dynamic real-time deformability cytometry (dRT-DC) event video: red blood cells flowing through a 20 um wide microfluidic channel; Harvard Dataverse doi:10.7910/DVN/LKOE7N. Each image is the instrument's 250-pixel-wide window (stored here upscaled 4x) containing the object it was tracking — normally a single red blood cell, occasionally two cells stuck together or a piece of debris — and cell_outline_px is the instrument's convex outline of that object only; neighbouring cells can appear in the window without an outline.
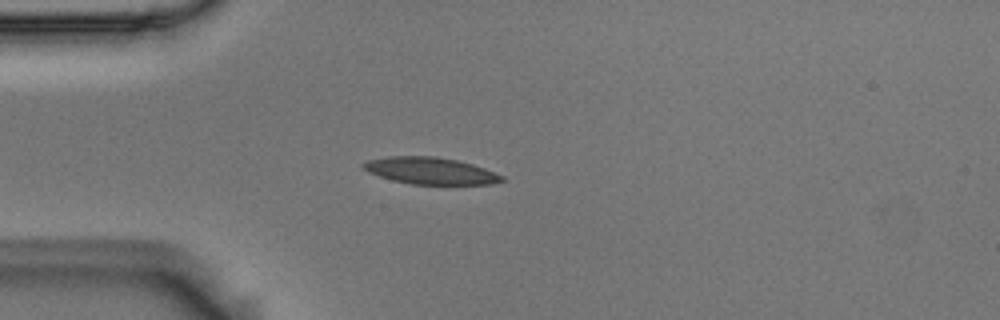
{"species": "Egyptian fruit bat (a non-hibernating species)", "species_latin": "Rousettus aegyptiacus", "temperature_condition": "room temperature", "stored_images_in_passage": 42, "camera_frame_rate_fps": 3000, "um_per_image_px": 0.085, "animal": {"sex": "male"}, "frame": {"image": 1, "passage_image": 1, "time_ms": 0.0, "image_size_px": [1000, 320], "cell_outline_px": [[504, 180], [492, 184], [412, 184], [392, 180], [368, 172], [360, 164], [368, 160], [388, 156], [436, 156], [456, 160], [472, 164], [484, 168], [504, 176]], "centroid_in_image_um": [36.57, 14.51], "position_along_channel_um": 48.4, "area_um2": 21.56}}
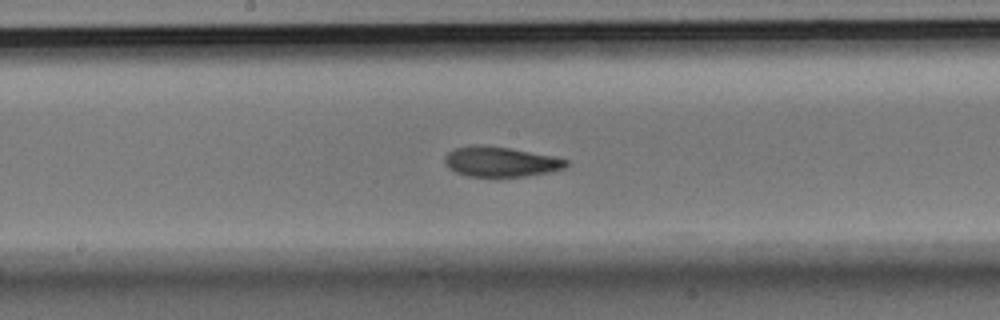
{"frame": {"image": 2, "passage_image": 15, "time_ms": 4.667, "image_size_px": [1000, 320], "cell_outline_px": [[568, 164], [564, 168], [548, 172], [524, 176], [468, 176], [456, 172], [448, 168], [444, 160], [444, 156], [448, 152], [456, 148], [472, 144], [480, 144], [508, 148], [552, 156], [568, 160]], "centroid_in_image_um": [42.5, 13.74], "position_along_channel_um": 205.7, "area_um2": 21.04}}
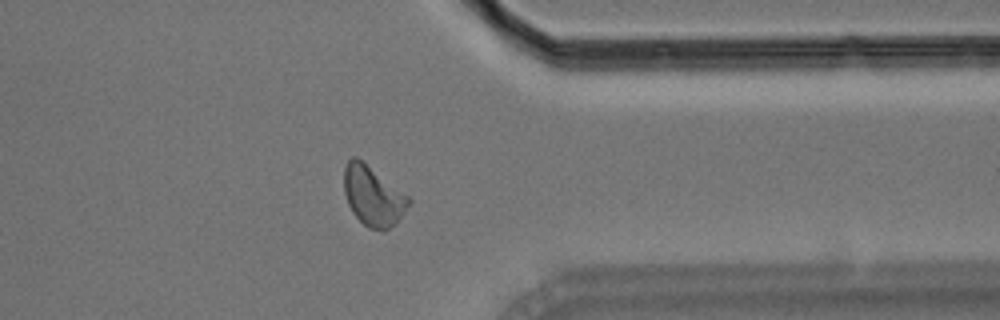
{"frame": {"image": 3, "passage_image": 30, "time_ms": 9.667, "image_size_px": [1000, 320], "cell_outline_px": [[412, 200], [400, 216], [388, 228], [380, 232], [368, 228], [352, 212], [348, 204], [344, 192], [344, 168], [348, 160], [352, 156], [356, 156], [408, 196]], "centroid_in_image_um": [31.66, 16.65], "position_along_channel_um": 379.7, "area_um2": 22.02}, "authors_computed_cell_mechanics": {"area_um2": 21.6461, "velocity_mm_per_s": 3.6343, "shape_relaxation_time_tau1_ms": 8.6344, "shape_relaxation_time_tau2_ms": 2.6548, "deformation_change_tau1": 0.2115, "deformation_change_tau2": 0.092}}